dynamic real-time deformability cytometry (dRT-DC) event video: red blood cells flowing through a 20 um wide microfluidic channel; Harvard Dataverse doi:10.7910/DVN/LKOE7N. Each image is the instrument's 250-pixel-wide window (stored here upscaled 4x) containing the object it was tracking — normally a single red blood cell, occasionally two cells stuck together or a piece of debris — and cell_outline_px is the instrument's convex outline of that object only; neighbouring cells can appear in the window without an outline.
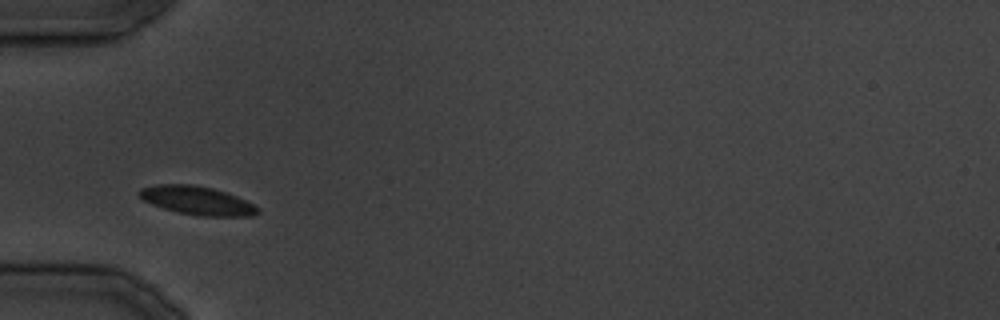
{"species": "common noctule bat (a hibernating species)", "species_latin": "Nyctalus noctula", "temperature_condition": "cold", "stored_images_in_passage": 24, "camera_frame_rate_fps": 3000, "um_per_image_px": 0.085, "animal": {"sex": "male", "body_mass_g": 19.5, "forearm_length_mm": 54.6}, "frame": {"image": 1, "passage_image": 1, "time_ms": 0.0, "image_size_px": [1000, 320], "cell_outline_px": [[260, 212], [256, 216], [200, 216], [180, 212], [164, 208], [152, 204], [144, 200], [136, 192], [140, 188], [156, 184], [192, 184], [212, 188], [236, 196], [260, 208]], "centroid_in_image_um": [16.76, 17.04], "position_along_channel_um": 68.2, "area_um2": 19.59}}
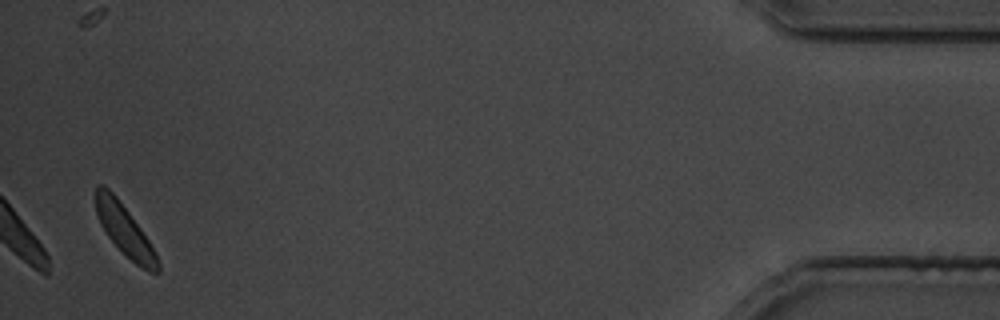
{"frame": {"image": 2, "passage_image": 24, "time_ms": 28.333, "image_size_px": [1000, 320], "cell_outline_px": [[160, 272], [148, 272], [136, 264], [108, 236], [100, 224], [96, 212], [96, 188], [100, 184], [104, 184], [116, 196], [140, 228], [148, 240], [160, 264]], "centroid_in_image_um": [10.58, 19.56], "position_along_channel_um": 424.6, "area_um2": 17.69}}